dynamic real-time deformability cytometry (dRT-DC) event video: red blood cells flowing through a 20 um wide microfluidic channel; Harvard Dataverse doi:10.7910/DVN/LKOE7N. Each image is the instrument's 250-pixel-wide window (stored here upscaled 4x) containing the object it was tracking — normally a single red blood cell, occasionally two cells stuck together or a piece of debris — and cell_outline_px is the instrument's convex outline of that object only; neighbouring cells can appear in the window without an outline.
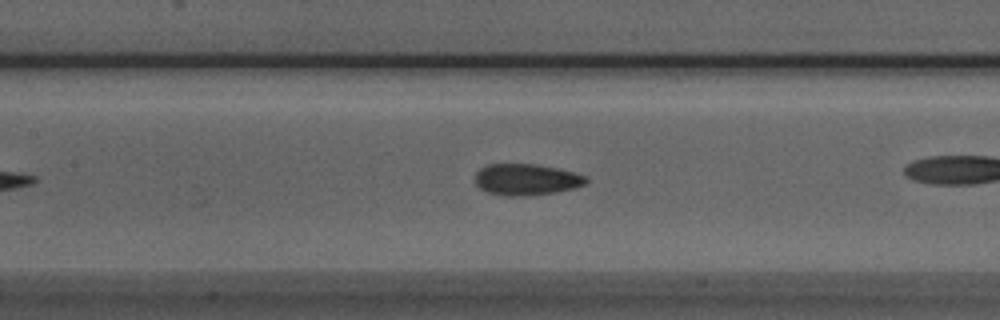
{"species": "Egyptian fruit bat (a non-hibernating species)", "species_latin": "Rousettus aegyptiacus", "temperature_condition": "room temperature", "stored_images_in_passage": 45, "camera_frame_rate_fps": 3000, "um_per_image_px": 0.085, "animal": {"sex": "male"}, "frame": {"image": 1, "passage_image": 16, "time_ms": 5.0, "image_size_px": [1000, 320], "cell_outline_px": [[588, 180], [584, 184], [576, 188], [556, 192], [524, 196], [504, 196], [488, 192], [480, 188], [476, 184], [476, 172], [480, 168], [488, 164], [536, 164], [556, 168], [588, 176]], "centroid_in_image_um": [44.74, 15.26], "position_along_channel_um": 162.7, "area_um2": 20.29}}
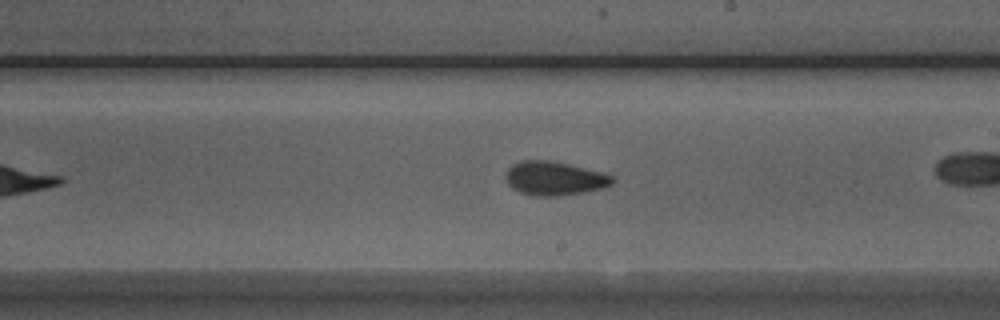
{"frame": {"image": 2, "passage_image": 22, "time_ms": 7.0, "image_size_px": [1000, 320], "cell_outline_px": [[616, 180], [612, 184], [604, 188], [584, 192], [560, 196], [536, 196], [520, 192], [512, 188], [508, 184], [504, 176], [508, 168], [512, 164], [520, 160], [552, 160], [616, 176]], "centroid_in_image_um": [47.13, 15.16], "position_along_channel_um": 241.9, "area_um2": 21.27}}
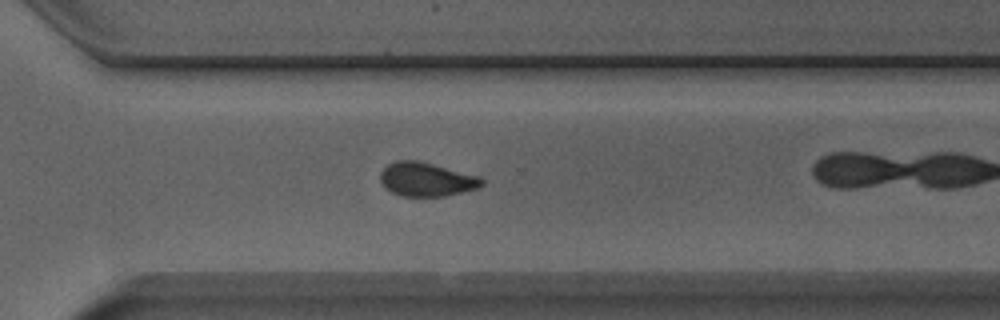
{"frame": {"image": 3, "passage_image": 29, "time_ms": 9.333, "image_size_px": [1000, 320], "cell_outline_px": [[484, 184], [476, 188], [444, 196], [400, 196], [384, 188], [380, 184], [380, 172], [388, 164], [396, 160], [420, 160], [480, 176], [484, 180]], "centroid_in_image_um": [36.21, 15.23], "position_along_channel_um": 334.4, "area_um2": 20.23}, "authors_computed_cell_mechanics": {"area_um2": 20.519, "velocity_mm_per_s": 3.9699, "shape_relaxation_time_tau1_ms": 3.1286, "shape_relaxation_time_tau2_ms": 2.0379, "deformation_change_tau1": 0.0934, "deformation_change_tau2": 0.0581}}